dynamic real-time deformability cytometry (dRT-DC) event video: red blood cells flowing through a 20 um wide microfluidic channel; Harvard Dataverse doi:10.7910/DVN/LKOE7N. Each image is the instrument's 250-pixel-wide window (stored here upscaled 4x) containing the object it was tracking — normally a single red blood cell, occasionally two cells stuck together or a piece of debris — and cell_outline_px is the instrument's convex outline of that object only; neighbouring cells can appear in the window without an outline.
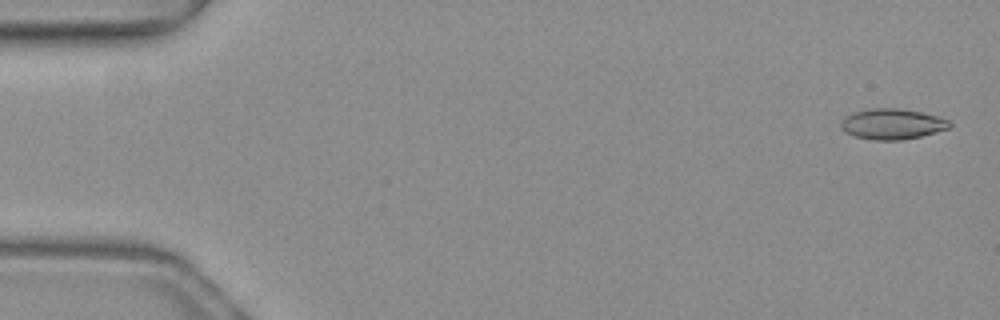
{"species": "common noctule bat (a hibernating species)", "species_latin": "Nyctalus noctula", "temperature_condition": "warm", "stored_images_in_passage": 52, "camera_frame_rate_fps": 3000, "um_per_image_px": 0.085, "animal": {"sex": "female", "body_mass_g": 19.3, "forearm_length_mm": 54.1}, "frame": {"image": 1, "passage_image": 2, "time_ms": 0.333, "image_size_px": [1000, 320], "cell_outline_px": [[952, 124], [948, 128], [936, 132], [904, 140], [872, 140], [856, 136], [844, 132], [840, 128], [840, 124], [844, 116], [852, 112], [872, 108], [900, 108], [920, 112], [936, 116], [948, 120]], "centroid_in_image_um": [75.79, 10.54], "position_along_channel_um": 9.2, "area_um2": 19.42}}
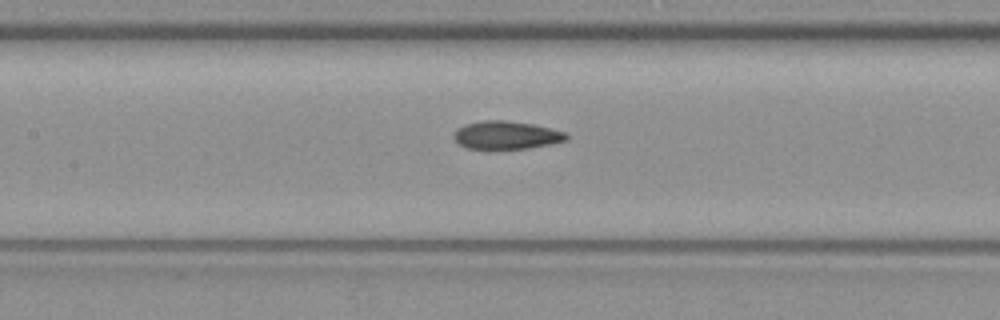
{"frame": {"image": 2, "passage_image": 24, "time_ms": 7.667, "image_size_px": [1000, 320], "cell_outline_px": [[568, 140], [552, 144], [528, 148], [492, 152], [488, 152], [468, 148], [460, 144], [452, 136], [456, 128], [464, 124], [484, 120], [504, 120], [532, 124], [564, 132], [568, 136]], "centroid_in_image_um": [42.97, 11.53], "position_along_channel_um": 164.4, "area_um2": 19.13}}
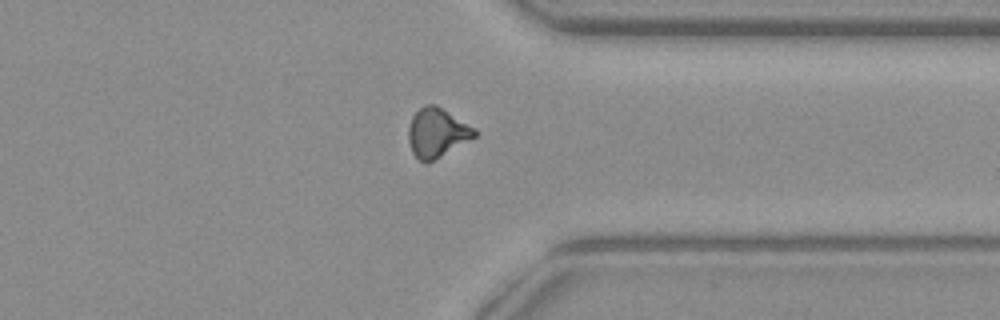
{"frame": {"image": 3, "passage_image": 40, "time_ms": 13.0, "image_size_px": [1000, 320], "cell_outline_px": [[476, 136], [428, 164], [424, 164], [412, 152], [408, 140], [408, 128], [412, 116], [424, 104], [436, 104], [476, 128]], "centroid_in_image_um": [37.13, 11.28], "position_along_channel_um": 374.3, "area_um2": 19.07}, "authors_computed_cell_mechanics": {"area_um2": 18.7272, "velocity_mm_per_s": 4.0017, "shape_relaxation_time_tau1_ms": 8.7778, "shape_relaxation_time_tau2_ms": 3.0274, "deformation_change_tau1": 0.2119, "deformation_change_tau2": 0.0856}}